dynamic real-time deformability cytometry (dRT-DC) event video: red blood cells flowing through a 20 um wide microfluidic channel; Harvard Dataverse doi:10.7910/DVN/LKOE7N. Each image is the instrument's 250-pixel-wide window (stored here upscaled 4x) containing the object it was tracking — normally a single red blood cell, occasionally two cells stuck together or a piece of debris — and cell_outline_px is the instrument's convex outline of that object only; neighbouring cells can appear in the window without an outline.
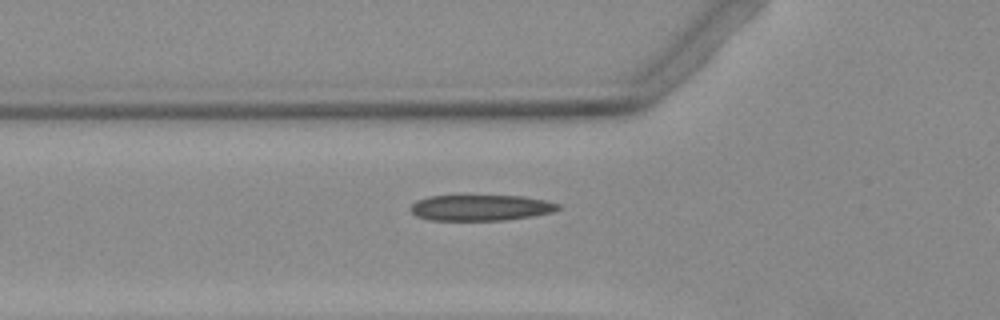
{"species": "Egyptian fruit bat (a non-hibernating species)", "species_latin": "Rousettus aegyptiacus", "temperature_condition": "warm", "stored_images_in_passage": 38, "camera_frame_rate_fps": 3000, "um_per_image_px": 0.085, "animal": {"sex": "female"}, "frame": {"image": 1, "passage_image": 10, "time_ms": 3.0, "image_size_px": [1000, 320], "cell_outline_px": [[560, 208], [552, 212], [532, 216], [504, 220], [432, 220], [416, 216], [412, 212], [412, 204], [416, 200], [428, 196], [460, 192], [468, 192], [524, 196], [548, 200], [560, 204]], "centroid_in_image_um": [40.85, 17.58], "position_along_channel_um": 85.0, "area_um2": 23.7}}
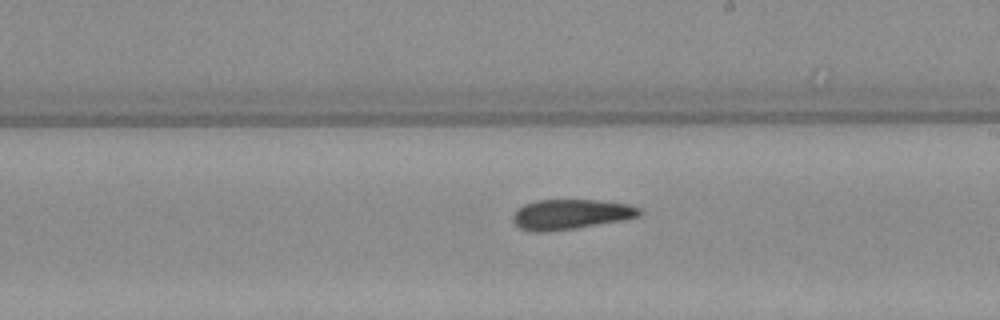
{"frame": {"image": 2, "passage_image": 22, "time_ms": 7.0, "image_size_px": [1000, 320], "cell_outline_px": [[644, 212], [640, 216], [620, 220], [576, 228], [544, 232], [532, 232], [520, 228], [512, 220], [512, 216], [516, 208], [524, 204], [536, 200], [596, 200], [628, 204], [640, 208]], "centroid_in_image_um": [48.48, 18.21], "position_along_channel_um": 240.5, "area_um2": 22.2}}
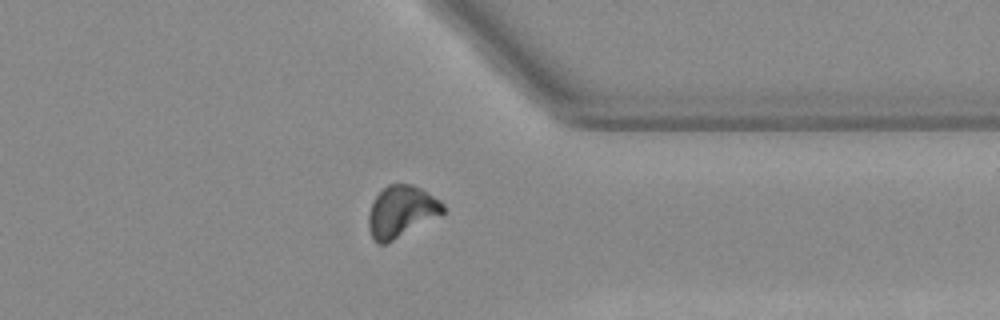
{"frame": {"image": 3, "passage_image": 33, "time_ms": 10.667, "image_size_px": [1000, 320], "cell_outline_px": [[444, 212], [392, 240], [384, 244], [376, 244], [372, 240], [368, 228], [368, 216], [372, 204], [376, 196], [388, 184], [412, 184], [420, 188], [440, 200], [444, 204]], "centroid_in_image_um": [34.07, 17.97], "position_along_channel_um": 377.3, "area_um2": 21.91}}